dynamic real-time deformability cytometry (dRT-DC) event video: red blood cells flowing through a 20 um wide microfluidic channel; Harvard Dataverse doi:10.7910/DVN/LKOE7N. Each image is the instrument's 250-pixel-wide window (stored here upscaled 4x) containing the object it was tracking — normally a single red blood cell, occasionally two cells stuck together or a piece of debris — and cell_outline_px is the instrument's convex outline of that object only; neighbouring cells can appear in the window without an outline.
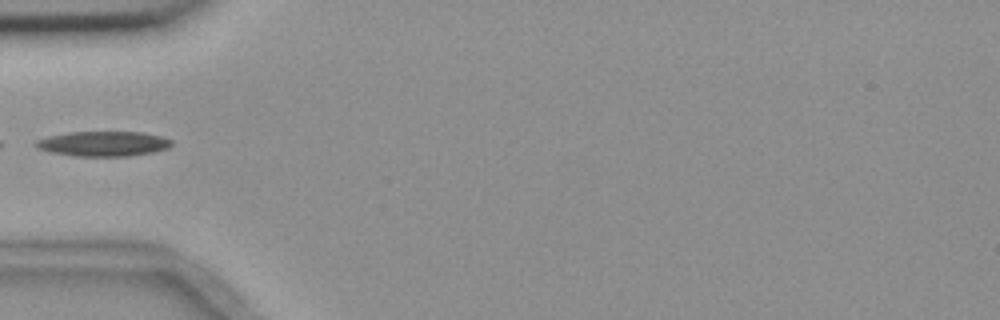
{"species": "common noctule bat (a hibernating species)", "species_latin": "Nyctalus noctula", "temperature_condition": "room temperature", "stored_images_in_passage": 7, "camera_frame_rate_fps": 3000, "um_per_image_px": 0.085, "animal": {"sex": "female", "body_mass_g": 18.4}, "frame": {"image": 1, "passage_image": 6, "time_ms": 5.667, "image_size_px": [1000, 320], "cell_outline_px": [[172, 144], [168, 148], [152, 152], [128, 156], [72, 156], [48, 152], [36, 148], [36, 140], [52, 136], [72, 132], [140, 132], [160, 136], [172, 140]], "centroid_in_image_um": [8.78, 12.23], "position_along_channel_um": 76.2, "area_um2": 19.59}}